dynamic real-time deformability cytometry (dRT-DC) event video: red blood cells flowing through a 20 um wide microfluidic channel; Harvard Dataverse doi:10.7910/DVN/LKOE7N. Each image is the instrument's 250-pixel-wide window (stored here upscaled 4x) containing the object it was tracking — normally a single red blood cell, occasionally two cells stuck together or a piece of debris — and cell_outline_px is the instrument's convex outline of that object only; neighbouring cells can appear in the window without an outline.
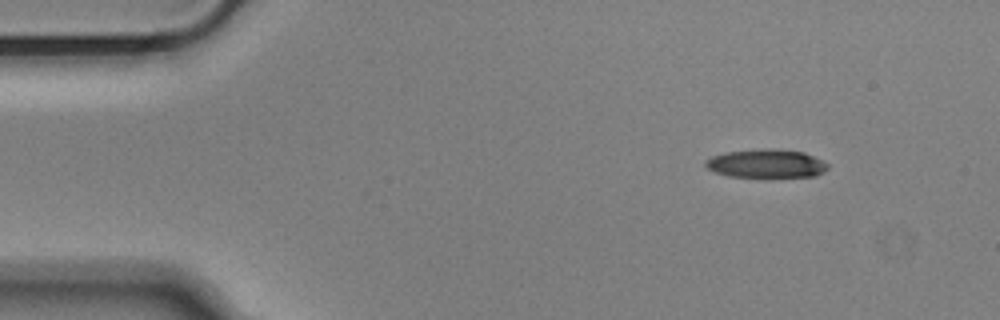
{"species": "Egyptian fruit bat (a non-hibernating species)", "species_latin": "Rousettus aegyptiacus", "temperature_condition": "cold", "stored_images_in_passage": 49, "camera_frame_rate_fps": 3000, "um_per_image_px": 0.085, "animal": {"sex": "male"}, "frame": {"image": 1, "passage_image": 1, "time_ms": 0.0, "image_size_px": [1000, 320], "cell_outline_px": [[828, 168], [824, 172], [816, 176], [728, 176], [716, 172], [708, 168], [704, 164], [704, 160], [712, 156], [724, 152], [764, 148], [776, 148], [804, 152], [828, 164]], "centroid_in_image_um": [65.11, 13.88], "position_along_channel_um": 19.9, "area_um2": 20.17}}
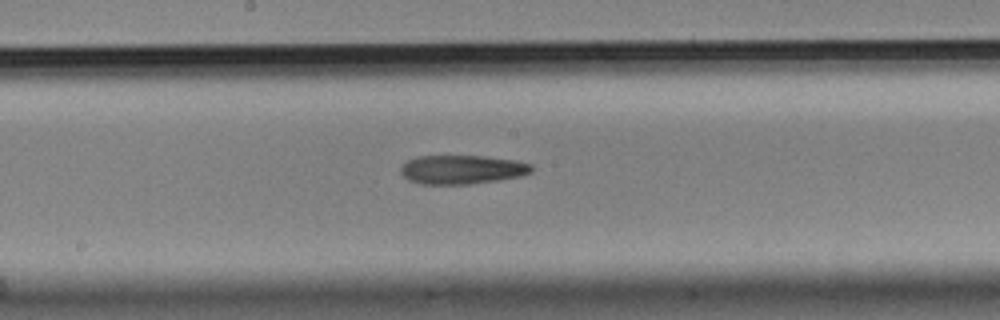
{"frame": {"image": 2, "passage_image": 23, "time_ms": 7.333, "image_size_px": [1000, 320], "cell_outline_px": [[532, 172], [520, 176], [496, 180], [468, 184], [420, 184], [408, 180], [400, 172], [400, 168], [408, 160], [416, 156], [484, 156], [516, 160], [532, 164]], "centroid_in_image_um": [39.26, 14.41], "position_along_channel_um": 208.9, "area_um2": 22.02}}
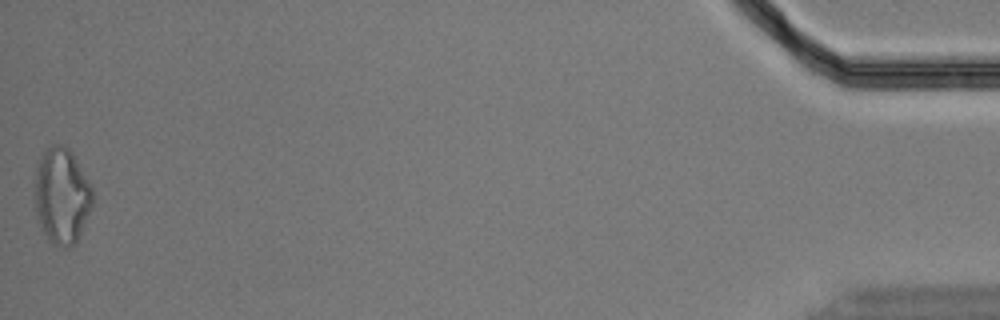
{"frame": {"image": 3, "passage_image": 49, "time_ms": 16.0, "image_size_px": [1000, 320], "cell_outline_px": [[92, 204], [80, 232], [76, 240], [68, 248], [56, 248], [48, 240], [36, 216], [32, 200], [36, 168], [40, 156], [52, 144], [64, 144], [72, 152], [92, 184]], "centroid_in_image_um": [5.2, 16.63], "position_along_channel_um": 430.0, "area_um2": 32.89}, "authors_computed_cell_mechanics": {"area_um2": 22.7154, "velocity_mm_per_s": 3.6733, "shape_relaxation_time_tau1_ms": 8.4488, "shape_relaxation_time_tau2_ms": null, "deformation_change_tau1": 0.2099, "deformation_change_tau2": null}}